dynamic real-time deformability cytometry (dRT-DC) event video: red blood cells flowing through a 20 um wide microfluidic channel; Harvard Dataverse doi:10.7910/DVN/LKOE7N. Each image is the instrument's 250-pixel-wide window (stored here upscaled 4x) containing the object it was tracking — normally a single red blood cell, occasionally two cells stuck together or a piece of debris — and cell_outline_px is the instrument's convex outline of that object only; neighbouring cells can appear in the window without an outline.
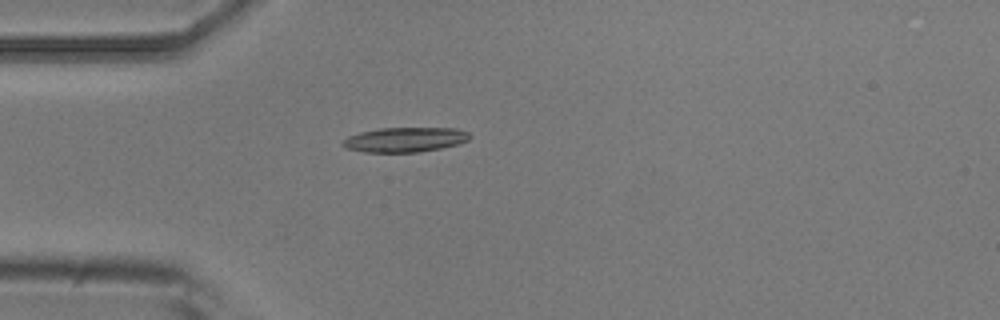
{"species": "common noctule bat (a hibernating species)", "species_latin": "Nyctalus noctula", "temperature_condition": "room temperature", "stored_images_in_passage": 9, "camera_frame_rate_fps": 3000, "um_per_image_px": 0.085, "animal": {"sex": "male", "body_mass_g": 20.5, "forearm_length_mm": 52.5}, "frame": {"image": 1, "passage_image": 1, "time_ms": 0.0, "image_size_px": [1000, 320], "cell_outline_px": [[472, 136], [468, 140], [460, 144], [420, 152], [364, 152], [348, 148], [340, 144], [348, 136], [360, 132], [380, 128], [456, 128], [468, 132]], "centroid_in_image_um": [34.45, 11.87], "position_along_channel_um": 50.5, "area_um2": 18.32}}
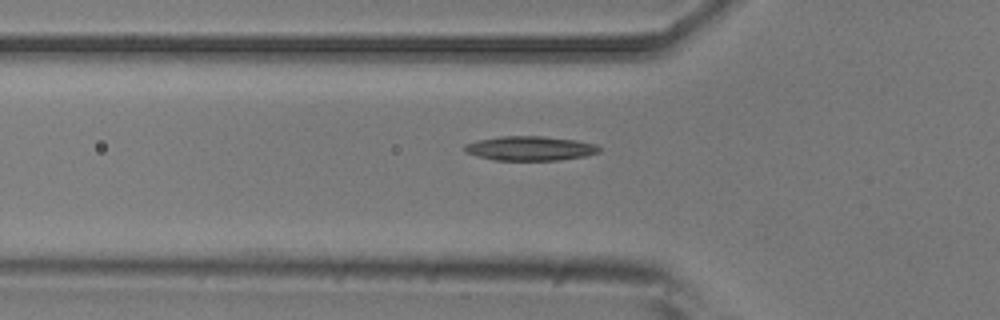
{"frame": {"image": 2, "passage_image": 4, "time_ms": 1.0, "image_size_px": [1000, 320], "cell_outline_px": [[600, 152], [584, 156], [560, 160], [492, 160], [476, 156], [468, 152], [464, 148], [464, 144], [476, 140], [500, 136], [544, 136], [576, 140], [596, 144], [600, 148]], "centroid_in_image_um": [45.05, 12.6], "position_along_channel_um": 80.8, "area_um2": 19.19}}
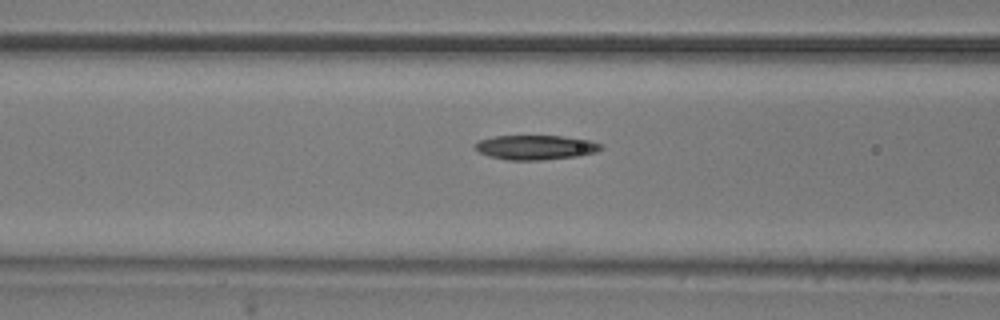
{"frame": {"image": 3, "passage_image": 7, "time_ms": 2.0, "image_size_px": [1000, 320], "cell_outline_px": [[604, 148], [596, 152], [576, 156], [544, 160], [508, 160], [488, 156], [480, 152], [476, 148], [476, 140], [496, 136], [560, 136], [588, 140], [600, 144]], "centroid_in_image_um": [45.51, 12.53], "position_along_channel_um": 121.1, "area_um2": 17.86}}